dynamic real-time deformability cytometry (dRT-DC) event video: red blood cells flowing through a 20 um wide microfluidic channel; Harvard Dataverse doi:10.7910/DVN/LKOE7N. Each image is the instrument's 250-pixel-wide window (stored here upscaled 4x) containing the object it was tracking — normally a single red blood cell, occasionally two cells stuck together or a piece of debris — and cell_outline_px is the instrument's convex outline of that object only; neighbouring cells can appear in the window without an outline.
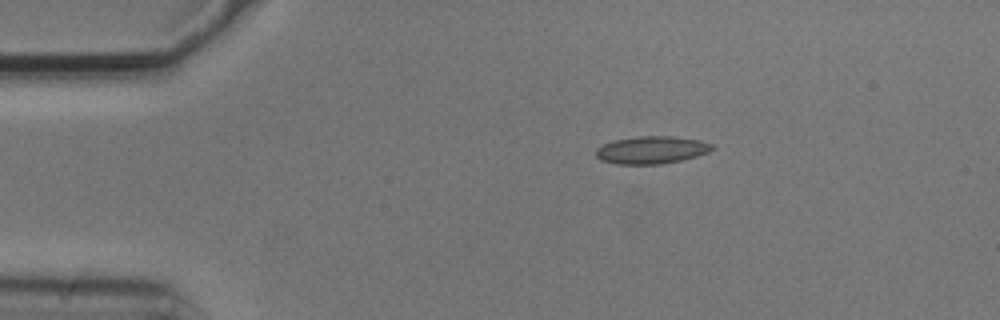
{"species": "common noctule bat (a hibernating species)", "species_latin": "Nyctalus noctula", "temperature_condition": "cold", "stored_images_in_passage": 3, "camera_frame_rate_fps": 3000, "um_per_image_px": 0.085, "animal": {"sex": "male", "body_mass_g": 20.5, "forearm_length_mm": 52.5}, "frame": {"image": 1, "passage_image": 1, "time_ms": 0.0, "image_size_px": [1000, 320], "cell_outline_px": [[716, 148], [708, 152], [696, 156], [680, 160], [660, 164], [616, 164], [600, 160], [596, 156], [596, 148], [600, 144], [612, 140], [640, 136], [672, 136], [700, 140], [712, 144]], "centroid_in_image_um": [55.35, 12.74], "position_along_channel_um": 29.7, "area_um2": 18.79}}
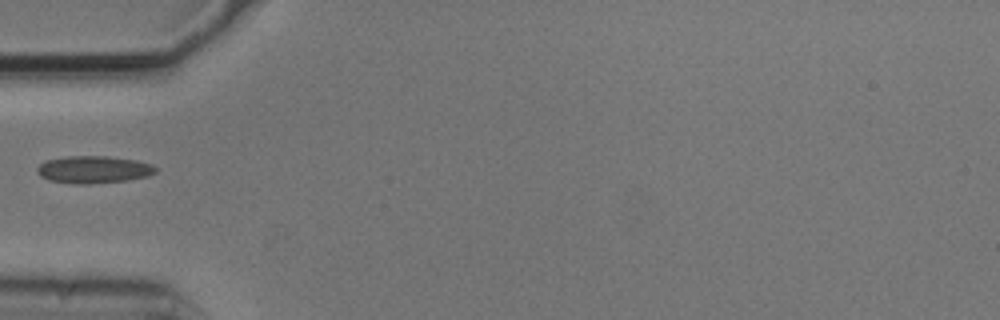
{"frame": {"image": 2, "passage_image": 3, "time_ms": 0.667, "image_size_px": [1000, 320], "cell_outline_px": [[156, 172], [148, 176], [124, 180], [88, 184], [72, 184], [48, 180], [40, 176], [36, 172], [36, 168], [44, 160], [64, 156], [108, 156], [136, 160], [152, 164], [156, 168]], "centroid_in_image_um": [7.9, 14.4], "position_along_channel_um": 77.1, "area_um2": 19.02}}